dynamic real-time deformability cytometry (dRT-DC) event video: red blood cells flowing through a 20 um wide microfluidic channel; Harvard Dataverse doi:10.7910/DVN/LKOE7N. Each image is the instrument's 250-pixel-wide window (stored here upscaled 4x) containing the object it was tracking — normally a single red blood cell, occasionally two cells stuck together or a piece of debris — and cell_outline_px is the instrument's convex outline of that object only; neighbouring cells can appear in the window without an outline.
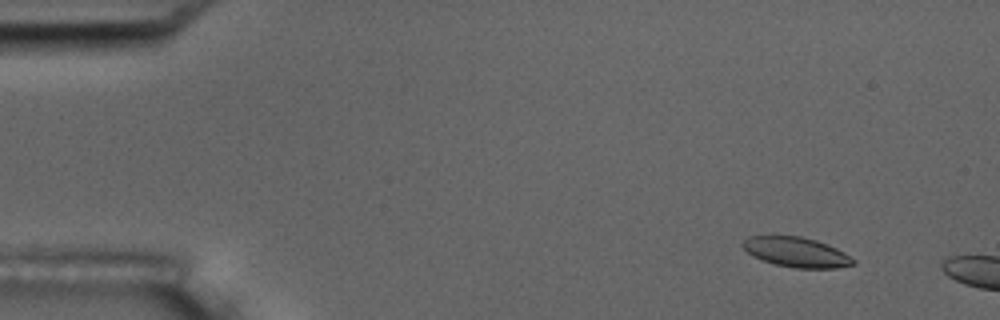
{"species": "common noctule bat (a hibernating species)", "species_latin": "Nyctalus noctula", "temperature_condition": "room temperature", "stored_images_in_passage": 4, "camera_frame_rate_fps": 3000, "um_per_image_px": 0.085, "animal": {"sex": "male", "body_mass_g": 17.5, "forearm_length_mm": 52.3}, "frame": {"image": 1, "passage_image": 2, "time_ms": 1.0, "image_size_px": [1000, 320], "cell_outline_px": [[856, 264], [836, 268], [796, 268], [776, 264], [752, 256], [740, 244], [748, 236], [800, 236], [816, 240], [836, 248], [844, 252], [856, 260]], "centroid_in_image_um": [67.71, 21.43], "position_along_channel_um": 17.3, "area_um2": 19.13}}